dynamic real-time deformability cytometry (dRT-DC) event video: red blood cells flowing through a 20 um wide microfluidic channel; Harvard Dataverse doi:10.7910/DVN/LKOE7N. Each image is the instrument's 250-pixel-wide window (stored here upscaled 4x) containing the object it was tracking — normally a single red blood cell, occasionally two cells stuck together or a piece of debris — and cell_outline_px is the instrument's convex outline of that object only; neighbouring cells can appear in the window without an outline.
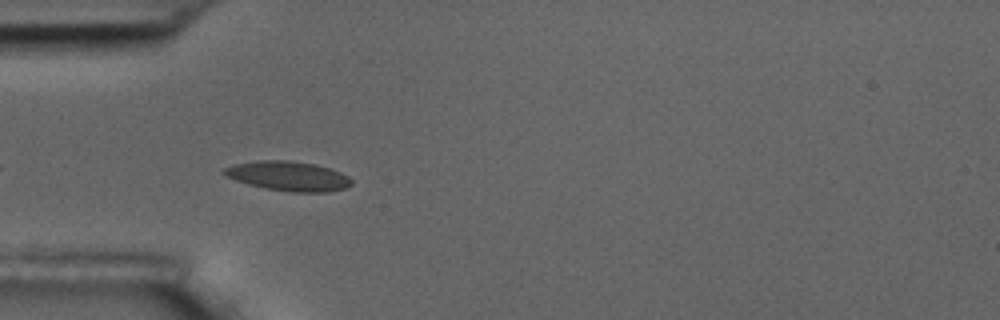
{"species": "common noctule bat (a hibernating species)", "species_latin": "Nyctalus noctula", "temperature_condition": "room temperature", "stored_images_in_passage": 7, "camera_frame_rate_fps": 3000, "um_per_image_px": 0.085, "animal": {"sex": "male", "body_mass_g": 17.5, "forearm_length_mm": 52.3}, "frame": {"image": 1, "passage_image": 4, "time_ms": 1.0, "image_size_px": [1000, 320], "cell_outline_px": [[352, 184], [344, 188], [328, 192], [292, 192], [264, 188], [248, 184], [224, 176], [220, 172], [224, 168], [232, 164], [260, 160], [288, 160], [316, 164], [332, 168], [348, 176], [352, 180]], "centroid_in_image_um": [24.48, 14.96], "position_along_channel_um": 60.5, "area_um2": 22.2}}